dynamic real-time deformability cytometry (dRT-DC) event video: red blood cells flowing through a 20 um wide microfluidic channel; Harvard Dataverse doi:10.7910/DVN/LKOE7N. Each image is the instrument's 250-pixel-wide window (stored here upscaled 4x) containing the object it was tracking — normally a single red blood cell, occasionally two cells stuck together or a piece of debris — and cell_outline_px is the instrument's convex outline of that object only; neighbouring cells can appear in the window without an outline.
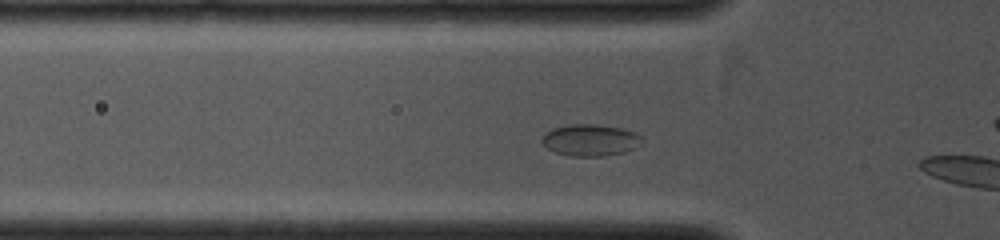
{"species": "common noctule bat (a hibernating species)", "species_latin": "Nyctalus noctula", "temperature_condition": "cold", "stored_images_in_passage": 7, "camera_frame_rate_fps": 4000, "um_per_image_px": 0.085, "animal": {"sex": "female", "body_mass_g": 19.0, "forearm_length_mm": 53.3}, "frame": {"image": 1, "passage_image": 2, "time_ms": 0.25, "image_size_px": [1000, 240], "cell_outline_px": [[644, 140], [636, 148], [624, 152], [604, 156], [572, 156], [556, 152], [548, 148], [540, 140], [544, 132], [552, 128], [568, 124], [596, 124], [620, 128], [632, 132], [640, 136]], "centroid_in_image_um": [50.15, 11.9], "position_along_channel_um": 75.6, "area_um2": 18.5}}
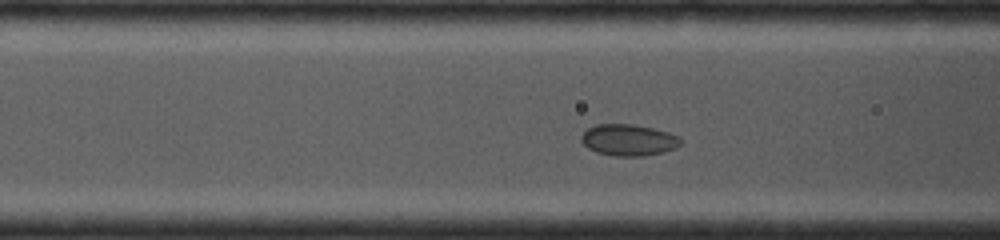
{"frame": {"image": 2, "passage_image": 4, "time_ms": 1.0, "image_size_px": [1000, 240], "cell_outline_px": [[680, 144], [676, 148], [664, 152], [644, 156], [612, 156], [596, 152], [588, 148], [580, 140], [580, 136], [588, 128], [596, 124], [632, 124], [652, 128], [668, 132], [680, 136]], "centroid_in_image_um": [53.42, 11.9], "position_along_channel_um": 113.2, "area_um2": 18.32}}